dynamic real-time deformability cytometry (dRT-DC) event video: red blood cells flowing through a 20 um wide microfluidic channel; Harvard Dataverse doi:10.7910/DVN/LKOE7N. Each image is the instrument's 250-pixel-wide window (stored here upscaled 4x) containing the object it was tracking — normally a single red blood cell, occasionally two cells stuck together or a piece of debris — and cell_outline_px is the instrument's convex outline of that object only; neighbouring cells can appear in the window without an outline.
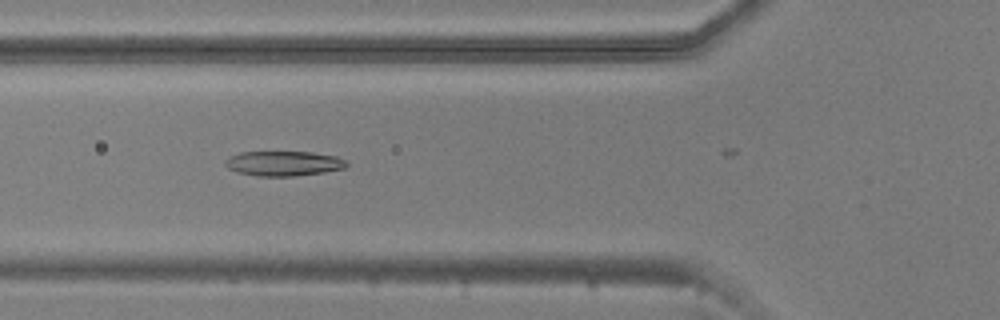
{"species": "common noctule bat (a hibernating species)", "species_latin": "Nyctalus noctula", "temperature_condition": "warm", "stored_images_in_passage": 12, "camera_frame_rate_fps": 3000, "um_per_image_px": 0.085, "animal": {"sex": "male", "body_mass_g": 20.5, "forearm_length_mm": 52.5}, "frame": {"image": 1, "passage_image": 11, "time_ms": 3.333, "image_size_px": [1000, 320], "cell_outline_px": [[348, 164], [344, 168], [324, 172], [292, 176], [256, 176], [236, 172], [228, 168], [224, 164], [224, 160], [228, 156], [240, 152], [312, 152], [336, 156], [344, 160]], "centroid_in_image_um": [24.05, 13.89], "position_along_channel_um": 101.8, "area_um2": 17.63}}